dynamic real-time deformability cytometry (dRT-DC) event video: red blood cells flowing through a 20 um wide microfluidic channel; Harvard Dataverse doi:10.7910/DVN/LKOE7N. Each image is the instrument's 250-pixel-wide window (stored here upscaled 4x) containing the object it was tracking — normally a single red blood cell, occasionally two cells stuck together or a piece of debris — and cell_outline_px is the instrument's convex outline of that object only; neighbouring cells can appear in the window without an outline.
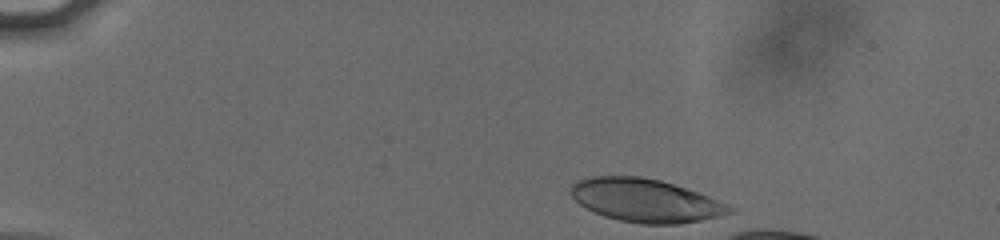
{"species": "human", "species_latin": "Homo sapiens", "temperature_condition": "cold", "stored_images_in_passage": 14, "camera_frame_rate_fps": 3000, "um_per_image_px": 0.085, "donor": {"sex": "male"}, "frame": {"image": 1, "passage_image": 1, "time_ms": 0.0, "image_size_px": [1000, 240], "cell_outline_px": [[736, 208], [732, 212], [700, 220], [680, 224], [640, 224], [620, 220], [604, 216], [580, 204], [572, 196], [572, 184], [580, 180], [592, 176], [640, 176], [660, 180], [708, 196], [728, 204]], "centroid_in_image_um": [54.88, 17.04], "position_along_channel_um": 30.1, "area_um2": 39.36}}
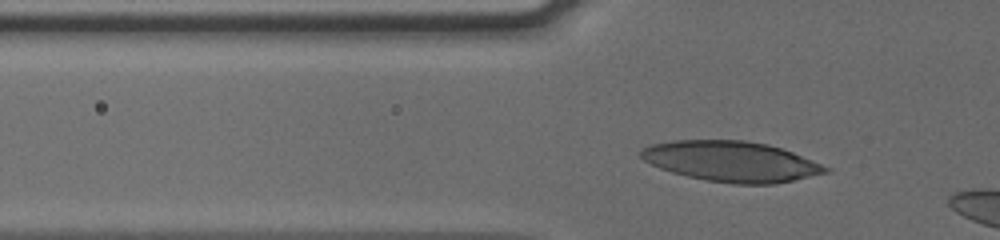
{"frame": {"image": 2, "passage_image": 10, "time_ms": 3.0, "image_size_px": [1000, 240], "cell_outline_px": [[832, 168], [828, 172], [792, 180], [772, 184], [732, 184], [704, 180], [672, 172], [660, 168], [644, 160], [640, 156], [640, 152], [644, 148], [652, 144], [672, 140], [744, 140], [768, 144], [792, 152]], "centroid_in_image_um": [62.16, 13.72], "position_along_channel_um": 63.6, "area_um2": 43.29}}
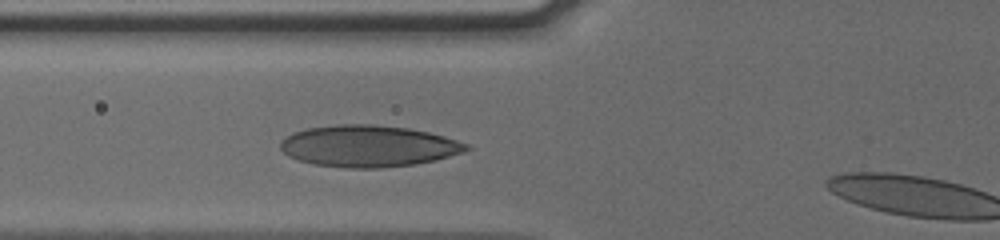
{"frame": {"image": 3, "passage_image": 13, "time_ms": 4.0, "image_size_px": [1000, 240], "cell_outline_px": [[472, 148], [464, 152], [436, 160], [416, 164], [380, 168], [348, 168], [312, 164], [288, 156], [280, 148], [280, 144], [284, 136], [292, 132], [308, 128], [340, 124], [372, 124], [408, 128], [428, 132], [444, 136], [468, 144]], "centroid_in_image_um": [31.31, 12.42], "position_along_channel_um": 94.5, "area_um2": 45.2}}